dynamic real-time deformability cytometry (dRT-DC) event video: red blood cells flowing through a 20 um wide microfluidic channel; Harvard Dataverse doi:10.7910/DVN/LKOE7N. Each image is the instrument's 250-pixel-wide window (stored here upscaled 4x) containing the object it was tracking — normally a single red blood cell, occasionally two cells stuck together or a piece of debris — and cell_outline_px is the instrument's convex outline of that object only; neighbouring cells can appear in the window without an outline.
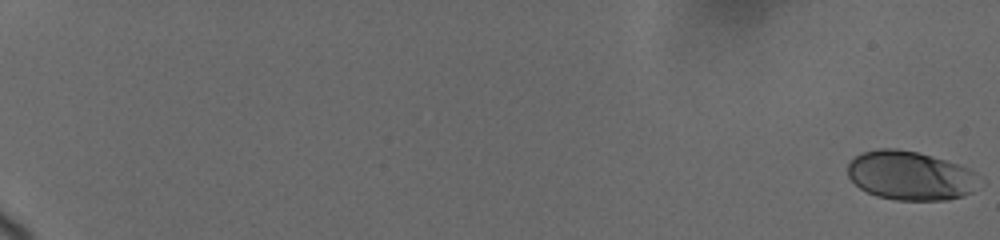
{"species": "human", "species_latin": "Homo sapiens", "temperature_condition": "cold", "stored_images_in_passage": 71, "camera_frame_rate_fps": 3000, "um_per_image_px": 0.085, "donor": {"sex": "female"}, "frame": {"image": 1, "passage_image": 1, "time_ms": 0.0, "image_size_px": [1000, 240], "cell_outline_px": [[984, 184], [972, 192], [964, 196], [948, 200], [896, 200], [876, 196], [860, 188], [848, 176], [848, 164], [856, 156], [864, 152], [876, 148], [896, 148], [916, 152], [932, 156], [968, 168], [980, 176], [984, 180]], "centroid_in_image_um": [77.45, 14.94], "position_along_channel_um": 7.6, "area_um2": 37.92}}
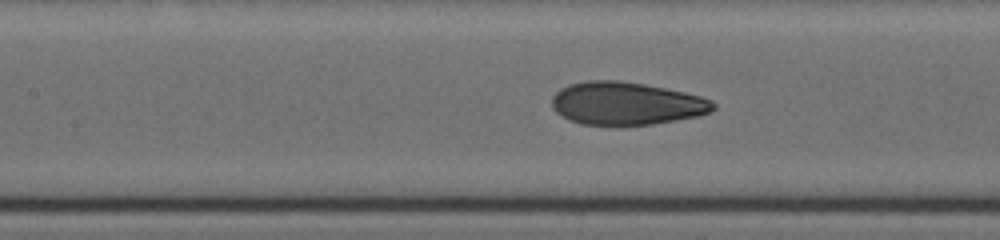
{"frame": {"image": 2, "passage_image": 36, "time_ms": 10.333, "image_size_px": [1000, 240], "cell_outline_px": [[716, 108], [712, 112], [700, 116], [652, 124], [580, 124], [568, 120], [556, 112], [552, 108], [552, 96], [560, 88], [568, 84], [588, 80], [616, 80], [644, 84], [684, 92], [700, 96], [712, 100], [716, 104]], "centroid_in_image_um": [53.24, 8.79], "position_along_channel_um": 154.2, "area_um2": 40.34}}
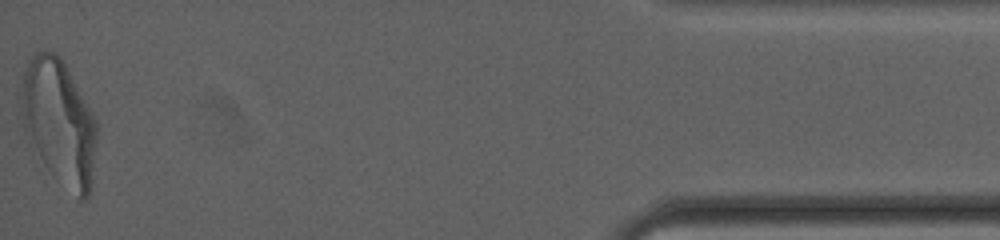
{"frame": {"image": 3, "passage_image": 70, "time_ms": 19.667, "image_size_px": [1000, 240], "cell_outline_px": [[96, 140], [88, 200], [80, 200], [56, 180], [52, 176], [28, 144], [24, 132], [24, 72], [28, 60], [36, 52], [48, 48], [56, 52], [60, 56], [92, 112], [96, 120]], "centroid_in_image_um": [5.02, 10.41], "position_along_channel_um": 430.2, "area_um2": 54.51}, "authors_computed_cell_mechanics": {"area_um2": 39.593, "velocity_mm_per_s": 3.6889, "shape_relaxation_time_tau1_ms": 4.9115, "shape_relaxation_time_tau2_ms": 0.7744, "deformation_change_tau1": 0.1733, "deformation_change_tau2": 0.0631}}